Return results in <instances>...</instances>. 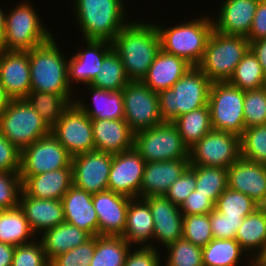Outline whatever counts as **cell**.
<instances>
[{
    "label": "cell",
    "instance_id": "836d02e7",
    "mask_svg": "<svg viewBox=\"0 0 266 266\" xmlns=\"http://www.w3.org/2000/svg\"><path fill=\"white\" fill-rule=\"evenodd\" d=\"M131 247L122 236L97 235L90 266H123Z\"/></svg>",
    "mask_w": 266,
    "mask_h": 266
},
{
    "label": "cell",
    "instance_id": "f5cc1de1",
    "mask_svg": "<svg viewBox=\"0 0 266 266\" xmlns=\"http://www.w3.org/2000/svg\"><path fill=\"white\" fill-rule=\"evenodd\" d=\"M21 151L0 132V172L20 171Z\"/></svg>",
    "mask_w": 266,
    "mask_h": 266
},
{
    "label": "cell",
    "instance_id": "60d3db41",
    "mask_svg": "<svg viewBox=\"0 0 266 266\" xmlns=\"http://www.w3.org/2000/svg\"><path fill=\"white\" fill-rule=\"evenodd\" d=\"M257 209V203L247 195L227 188L217 199L215 210L225 217L245 218Z\"/></svg>",
    "mask_w": 266,
    "mask_h": 266
},
{
    "label": "cell",
    "instance_id": "11a10c76",
    "mask_svg": "<svg viewBox=\"0 0 266 266\" xmlns=\"http://www.w3.org/2000/svg\"><path fill=\"white\" fill-rule=\"evenodd\" d=\"M249 42L266 38V0H260L248 36Z\"/></svg>",
    "mask_w": 266,
    "mask_h": 266
},
{
    "label": "cell",
    "instance_id": "e7e4bbea",
    "mask_svg": "<svg viewBox=\"0 0 266 266\" xmlns=\"http://www.w3.org/2000/svg\"><path fill=\"white\" fill-rule=\"evenodd\" d=\"M263 165H264V168H265V171H266V160L263 162Z\"/></svg>",
    "mask_w": 266,
    "mask_h": 266
},
{
    "label": "cell",
    "instance_id": "be15d7a7",
    "mask_svg": "<svg viewBox=\"0 0 266 266\" xmlns=\"http://www.w3.org/2000/svg\"><path fill=\"white\" fill-rule=\"evenodd\" d=\"M261 262L266 264V246L264 251L257 257Z\"/></svg>",
    "mask_w": 266,
    "mask_h": 266
},
{
    "label": "cell",
    "instance_id": "8d00e7d4",
    "mask_svg": "<svg viewBox=\"0 0 266 266\" xmlns=\"http://www.w3.org/2000/svg\"><path fill=\"white\" fill-rule=\"evenodd\" d=\"M173 123L188 149L213 129L208 105L182 114Z\"/></svg>",
    "mask_w": 266,
    "mask_h": 266
},
{
    "label": "cell",
    "instance_id": "f1b7e54d",
    "mask_svg": "<svg viewBox=\"0 0 266 266\" xmlns=\"http://www.w3.org/2000/svg\"><path fill=\"white\" fill-rule=\"evenodd\" d=\"M153 231L154 222L149 204L143 198H132L128 204L126 228L121 236L132 246L155 248V244L150 242Z\"/></svg>",
    "mask_w": 266,
    "mask_h": 266
},
{
    "label": "cell",
    "instance_id": "5b68a950",
    "mask_svg": "<svg viewBox=\"0 0 266 266\" xmlns=\"http://www.w3.org/2000/svg\"><path fill=\"white\" fill-rule=\"evenodd\" d=\"M52 36L29 51L31 91L73 94L68 83V59Z\"/></svg>",
    "mask_w": 266,
    "mask_h": 266
},
{
    "label": "cell",
    "instance_id": "52a82bcc",
    "mask_svg": "<svg viewBox=\"0 0 266 266\" xmlns=\"http://www.w3.org/2000/svg\"><path fill=\"white\" fill-rule=\"evenodd\" d=\"M30 3L23 1L6 12L4 37L0 49L30 51L47 42L53 34L42 24L38 13Z\"/></svg>",
    "mask_w": 266,
    "mask_h": 266
},
{
    "label": "cell",
    "instance_id": "44dd1931",
    "mask_svg": "<svg viewBox=\"0 0 266 266\" xmlns=\"http://www.w3.org/2000/svg\"><path fill=\"white\" fill-rule=\"evenodd\" d=\"M228 188L252 198L257 204L266 195V171L263 163L240 157L227 168Z\"/></svg>",
    "mask_w": 266,
    "mask_h": 266
},
{
    "label": "cell",
    "instance_id": "e575fe53",
    "mask_svg": "<svg viewBox=\"0 0 266 266\" xmlns=\"http://www.w3.org/2000/svg\"><path fill=\"white\" fill-rule=\"evenodd\" d=\"M243 255L248 256L235 239L213 238L202 247L203 266H237Z\"/></svg>",
    "mask_w": 266,
    "mask_h": 266
},
{
    "label": "cell",
    "instance_id": "ac0fdd59",
    "mask_svg": "<svg viewBox=\"0 0 266 266\" xmlns=\"http://www.w3.org/2000/svg\"><path fill=\"white\" fill-rule=\"evenodd\" d=\"M131 199L111 190L93 194L92 202L98 216V235L121 236L123 234Z\"/></svg>",
    "mask_w": 266,
    "mask_h": 266
},
{
    "label": "cell",
    "instance_id": "f35d334b",
    "mask_svg": "<svg viewBox=\"0 0 266 266\" xmlns=\"http://www.w3.org/2000/svg\"><path fill=\"white\" fill-rule=\"evenodd\" d=\"M129 82L121 58L112 49L104 57L99 73L91 85L104 90L120 91Z\"/></svg>",
    "mask_w": 266,
    "mask_h": 266
},
{
    "label": "cell",
    "instance_id": "4dcf8cb0",
    "mask_svg": "<svg viewBox=\"0 0 266 266\" xmlns=\"http://www.w3.org/2000/svg\"><path fill=\"white\" fill-rule=\"evenodd\" d=\"M42 234L43 236L39 235V239L49 262L56 256L80 246L92 237L84 230L66 222L46 230Z\"/></svg>",
    "mask_w": 266,
    "mask_h": 266
},
{
    "label": "cell",
    "instance_id": "7bdbcfd3",
    "mask_svg": "<svg viewBox=\"0 0 266 266\" xmlns=\"http://www.w3.org/2000/svg\"><path fill=\"white\" fill-rule=\"evenodd\" d=\"M165 248L169 254L165 266H203L202 247L184 238L168 244Z\"/></svg>",
    "mask_w": 266,
    "mask_h": 266
},
{
    "label": "cell",
    "instance_id": "9a60e30c",
    "mask_svg": "<svg viewBox=\"0 0 266 266\" xmlns=\"http://www.w3.org/2000/svg\"><path fill=\"white\" fill-rule=\"evenodd\" d=\"M112 165V154L90 151L72 157L73 185L95 194L108 190V179Z\"/></svg>",
    "mask_w": 266,
    "mask_h": 266
},
{
    "label": "cell",
    "instance_id": "c3c4849f",
    "mask_svg": "<svg viewBox=\"0 0 266 266\" xmlns=\"http://www.w3.org/2000/svg\"><path fill=\"white\" fill-rule=\"evenodd\" d=\"M41 241L34 240L15 248L12 266H49Z\"/></svg>",
    "mask_w": 266,
    "mask_h": 266
},
{
    "label": "cell",
    "instance_id": "816d5d0a",
    "mask_svg": "<svg viewBox=\"0 0 266 266\" xmlns=\"http://www.w3.org/2000/svg\"><path fill=\"white\" fill-rule=\"evenodd\" d=\"M182 215L210 214L215 209V203L208 197L194 190L179 205Z\"/></svg>",
    "mask_w": 266,
    "mask_h": 266
},
{
    "label": "cell",
    "instance_id": "83f0119b",
    "mask_svg": "<svg viewBox=\"0 0 266 266\" xmlns=\"http://www.w3.org/2000/svg\"><path fill=\"white\" fill-rule=\"evenodd\" d=\"M192 67L183 58L160 50L141 82L159 93L171 88Z\"/></svg>",
    "mask_w": 266,
    "mask_h": 266
},
{
    "label": "cell",
    "instance_id": "ee69618b",
    "mask_svg": "<svg viewBox=\"0 0 266 266\" xmlns=\"http://www.w3.org/2000/svg\"><path fill=\"white\" fill-rule=\"evenodd\" d=\"M183 238L194 245L204 247L212 239L210 214L183 215Z\"/></svg>",
    "mask_w": 266,
    "mask_h": 266
},
{
    "label": "cell",
    "instance_id": "680465c9",
    "mask_svg": "<svg viewBox=\"0 0 266 266\" xmlns=\"http://www.w3.org/2000/svg\"><path fill=\"white\" fill-rule=\"evenodd\" d=\"M11 98L6 94L3 87L0 85V116L7 108L9 101Z\"/></svg>",
    "mask_w": 266,
    "mask_h": 266
},
{
    "label": "cell",
    "instance_id": "d4e9b609",
    "mask_svg": "<svg viewBox=\"0 0 266 266\" xmlns=\"http://www.w3.org/2000/svg\"><path fill=\"white\" fill-rule=\"evenodd\" d=\"M93 194L72 185L62 197L65 222L77 226L91 236L98 235V216L92 202Z\"/></svg>",
    "mask_w": 266,
    "mask_h": 266
},
{
    "label": "cell",
    "instance_id": "f907efd6",
    "mask_svg": "<svg viewBox=\"0 0 266 266\" xmlns=\"http://www.w3.org/2000/svg\"><path fill=\"white\" fill-rule=\"evenodd\" d=\"M244 218L225 217L224 214L213 210L210 213V224L213 238L235 239L238 228L241 226Z\"/></svg>",
    "mask_w": 266,
    "mask_h": 266
},
{
    "label": "cell",
    "instance_id": "2e32d148",
    "mask_svg": "<svg viewBox=\"0 0 266 266\" xmlns=\"http://www.w3.org/2000/svg\"><path fill=\"white\" fill-rule=\"evenodd\" d=\"M145 160L134 149L112 154L108 190L130 198H140Z\"/></svg>",
    "mask_w": 266,
    "mask_h": 266
},
{
    "label": "cell",
    "instance_id": "ffe728a7",
    "mask_svg": "<svg viewBox=\"0 0 266 266\" xmlns=\"http://www.w3.org/2000/svg\"><path fill=\"white\" fill-rule=\"evenodd\" d=\"M87 48L80 49L73 57L68 58V83H85L90 85L102 66L104 57L113 49L112 43L104 40H85ZM85 50V51H84Z\"/></svg>",
    "mask_w": 266,
    "mask_h": 266
},
{
    "label": "cell",
    "instance_id": "7dc6e473",
    "mask_svg": "<svg viewBox=\"0 0 266 266\" xmlns=\"http://www.w3.org/2000/svg\"><path fill=\"white\" fill-rule=\"evenodd\" d=\"M95 251V236L78 247L52 259L49 266H90Z\"/></svg>",
    "mask_w": 266,
    "mask_h": 266
},
{
    "label": "cell",
    "instance_id": "4fadbf2b",
    "mask_svg": "<svg viewBox=\"0 0 266 266\" xmlns=\"http://www.w3.org/2000/svg\"><path fill=\"white\" fill-rule=\"evenodd\" d=\"M72 156L50 133L21 150L20 176L72 168Z\"/></svg>",
    "mask_w": 266,
    "mask_h": 266
},
{
    "label": "cell",
    "instance_id": "6125c7cd",
    "mask_svg": "<svg viewBox=\"0 0 266 266\" xmlns=\"http://www.w3.org/2000/svg\"><path fill=\"white\" fill-rule=\"evenodd\" d=\"M248 266H266L263 262H261L258 258H252L248 261Z\"/></svg>",
    "mask_w": 266,
    "mask_h": 266
},
{
    "label": "cell",
    "instance_id": "8992f818",
    "mask_svg": "<svg viewBox=\"0 0 266 266\" xmlns=\"http://www.w3.org/2000/svg\"><path fill=\"white\" fill-rule=\"evenodd\" d=\"M249 49L250 42L245 36L226 35L213 29L197 67L212 83L228 82Z\"/></svg>",
    "mask_w": 266,
    "mask_h": 266
},
{
    "label": "cell",
    "instance_id": "cb8c5ba5",
    "mask_svg": "<svg viewBox=\"0 0 266 266\" xmlns=\"http://www.w3.org/2000/svg\"><path fill=\"white\" fill-rule=\"evenodd\" d=\"M188 166L189 159L147 162L141 182L140 198L165 195Z\"/></svg>",
    "mask_w": 266,
    "mask_h": 266
},
{
    "label": "cell",
    "instance_id": "d590c367",
    "mask_svg": "<svg viewBox=\"0 0 266 266\" xmlns=\"http://www.w3.org/2000/svg\"><path fill=\"white\" fill-rule=\"evenodd\" d=\"M73 94L30 91L25 98L51 128L64 111L74 103Z\"/></svg>",
    "mask_w": 266,
    "mask_h": 266
},
{
    "label": "cell",
    "instance_id": "30bf717a",
    "mask_svg": "<svg viewBox=\"0 0 266 266\" xmlns=\"http://www.w3.org/2000/svg\"><path fill=\"white\" fill-rule=\"evenodd\" d=\"M208 107L214 130L241 136L245 130L244 91L228 82H213L210 86Z\"/></svg>",
    "mask_w": 266,
    "mask_h": 266
},
{
    "label": "cell",
    "instance_id": "db71d44e",
    "mask_svg": "<svg viewBox=\"0 0 266 266\" xmlns=\"http://www.w3.org/2000/svg\"><path fill=\"white\" fill-rule=\"evenodd\" d=\"M129 251L123 266H160L161 260L156 248L137 246Z\"/></svg>",
    "mask_w": 266,
    "mask_h": 266
},
{
    "label": "cell",
    "instance_id": "f6af8a7d",
    "mask_svg": "<svg viewBox=\"0 0 266 266\" xmlns=\"http://www.w3.org/2000/svg\"><path fill=\"white\" fill-rule=\"evenodd\" d=\"M245 129L266 124V85L244 91Z\"/></svg>",
    "mask_w": 266,
    "mask_h": 266
},
{
    "label": "cell",
    "instance_id": "7a4b0ae2",
    "mask_svg": "<svg viewBox=\"0 0 266 266\" xmlns=\"http://www.w3.org/2000/svg\"><path fill=\"white\" fill-rule=\"evenodd\" d=\"M123 0H74L73 16L86 40L112 42L129 22Z\"/></svg>",
    "mask_w": 266,
    "mask_h": 266
},
{
    "label": "cell",
    "instance_id": "9c48e42d",
    "mask_svg": "<svg viewBox=\"0 0 266 266\" xmlns=\"http://www.w3.org/2000/svg\"><path fill=\"white\" fill-rule=\"evenodd\" d=\"M133 148L146 163L189 159V149L173 122L134 132Z\"/></svg>",
    "mask_w": 266,
    "mask_h": 266
},
{
    "label": "cell",
    "instance_id": "603a6c76",
    "mask_svg": "<svg viewBox=\"0 0 266 266\" xmlns=\"http://www.w3.org/2000/svg\"><path fill=\"white\" fill-rule=\"evenodd\" d=\"M260 0H224L213 20L214 30L226 35L247 37Z\"/></svg>",
    "mask_w": 266,
    "mask_h": 266
},
{
    "label": "cell",
    "instance_id": "7c38bea8",
    "mask_svg": "<svg viewBox=\"0 0 266 266\" xmlns=\"http://www.w3.org/2000/svg\"><path fill=\"white\" fill-rule=\"evenodd\" d=\"M124 120L133 132L163 123L158 93L141 81H130L122 89Z\"/></svg>",
    "mask_w": 266,
    "mask_h": 266
},
{
    "label": "cell",
    "instance_id": "484cf974",
    "mask_svg": "<svg viewBox=\"0 0 266 266\" xmlns=\"http://www.w3.org/2000/svg\"><path fill=\"white\" fill-rule=\"evenodd\" d=\"M95 150L117 154L133 148L134 132L124 120L91 119Z\"/></svg>",
    "mask_w": 266,
    "mask_h": 266
},
{
    "label": "cell",
    "instance_id": "1f68e13d",
    "mask_svg": "<svg viewBox=\"0 0 266 266\" xmlns=\"http://www.w3.org/2000/svg\"><path fill=\"white\" fill-rule=\"evenodd\" d=\"M235 240L248 255L251 254L249 256L251 258H257L264 251L266 246V217L258 208L243 219Z\"/></svg>",
    "mask_w": 266,
    "mask_h": 266
},
{
    "label": "cell",
    "instance_id": "91938a15",
    "mask_svg": "<svg viewBox=\"0 0 266 266\" xmlns=\"http://www.w3.org/2000/svg\"><path fill=\"white\" fill-rule=\"evenodd\" d=\"M6 13L0 8V43L4 37Z\"/></svg>",
    "mask_w": 266,
    "mask_h": 266
},
{
    "label": "cell",
    "instance_id": "bcb514c9",
    "mask_svg": "<svg viewBox=\"0 0 266 266\" xmlns=\"http://www.w3.org/2000/svg\"><path fill=\"white\" fill-rule=\"evenodd\" d=\"M21 192L19 172H0V211L18 207Z\"/></svg>",
    "mask_w": 266,
    "mask_h": 266
},
{
    "label": "cell",
    "instance_id": "d6986e66",
    "mask_svg": "<svg viewBox=\"0 0 266 266\" xmlns=\"http://www.w3.org/2000/svg\"><path fill=\"white\" fill-rule=\"evenodd\" d=\"M150 207L154 222L153 238L167 246L183 238V215L179 206L173 204L165 195L143 198Z\"/></svg>",
    "mask_w": 266,
    "mask_h": 266
},
{
    "label": "cell",
    "instance_id": "9f6ffc18",
    "mask_svg": "<svg viewBox=\"0 0 266 266\" xmlns=\"http://www.w3.org/2000/svg\"><path fill=\"white\" fill-rule=\"evenodd\" d=\"M250 49L256 55L262 71L266 75V38L250 42Z\"/></svg>",
    "mask_w": 266,
    "mask_h": 266
},
{
    "label": "cell",
    "instance_id": "6f0895ef",
    "mask_svg": "<svg viewBox=\"0 0 266 266\" xmlns=\"http://www.w3.org/2000/svg\"><path fill=\"white\" fill-rule=\"evenodd\" d=\"M16 246L0 242V266H12Z\"/></svg>",
    "mask_w": 266,
    "mask_h": 266
},
{
    "label": "cell",
    "instance_id": "d6a6232c",
    "mask_svg": "<svg viewBox=\"0 0 266 266\" xmlns=\"http://www.w3.org/2000/svg\"><path fill=\"white\" fill-rule=\"evenodd\" d=\"M35 236L19 206L0 211V242L18 246L34 241Z\"/></svg>",
    "mask_w": 266,
    "mask_h": 266
},
{
    "label": "cell",
    "instance_id": "681fc988",
    "mask_svg": "<svg viewBox=\"0 0 266 266\" xmlns=\"http://www.w3.org/2000/svg\"><path fill=\"white\" fill-rule=\"evenodd\" d=\"M196 188L195 172L188 166L182 175L176 179L165 196L176 205L182 204Z\"/></svg>",
    "mask_w": 266,
    "mask_h": 266
},
{
    "label": "cell",
    "instance_id": "ab89813d",
    "mask_svg": "<svg viewBox=\"0 0 266 266\" xmlns=\"http://www.w3.org/2000/svg\"><path fill=\"white\" fill-rule=\"evenodd\" d=\"M195 172L196 188L202 195L216 203L218 197L228 188L227 169L212 166L189 165Z\"/></svg>",
    "mask_w": 266,
    "mask_h": 266
},
{
    "label": "cell",
    "instance_id": "74e56055",
    "mask_svg": "<svg viewBox=\"0 0 266 266\" xmlns=\"http://www.w3.org/2000/svg\"><path fill=\"white\" fill-rule=\"evenodd\" d=\"M228 83L243 91L258 89L266 85V75L251 49L238 63Z\"/></svg>",
    "mask_w": 266,
    "mask_h": 266
},
{
    "label": "cell",
    "instance_id": "5bb4252c",
    "mask_svg": "<svg viewBox=\"0 0 266 266\" xmlns=\"http://www.w3.org/2000/svg\"><path fill=\"white\" fill-rule=\"evenodd\" d=\"M51 133L72 157L95 150L91 119L75 103L51 127Z\"/></svg>",
    "mask_w": 266,
    "mask_h": 266
},
{
    "label": "cell",
    "instance_id": "6da1fadb",
    "mask_svg": "<svg viewBox=\"0 0 266 266\" xmlns=\"http://www.w3.org/2000/svg\"><path fill=\"white\" fill-rule=\"evenodd\" d=\"M155 24L129 20L111 42L129 81H142L161 50Z\"/></svg>",
    "mask_w": 266,
    "mask_h": 266
},
{
    "label": "cell",
    "instance_id": "3957f363",
    "mask_svg": "<svg viewBox=\"0 0 266 266\" xmlns=\"http://www.w3.org/2000/svg\"><path fill=\"white\" fill-rule=\"evenodd\" d=\"M211 84L210 79L193 66L171 88L159 92L163 122H173L182 114L207 106Z\"/></svg>",
    "mask_w": 266,
    "mask_h": 266
},
{
    "label": "cell",
    "instance_id": "f546056e",
    "mask_svg": "<svg viewBox=\"0 0 266 266\" xmlns=\"http://www.w3.org/2000/svg\"><path fill=\"white\" fill-rule=\"evenodd\" d=\"M91 92L94 107L91 108L87 102L75 99L74 103L90 118L96 120H121L124 119L123 91L104 90L93 85H87Z\"/></svg>",
    "mask_w": 266,
    "mask_h": 266
},
{
    "label": "cell",
    "instance_id": "8fae6325",
    "mask_svg": "<svg viewBox=\"0 0 266 266\" xmlns=\"http://www.w3.org/2000/svg\"><path fill=\"white\" fill-rule=\"evenodd\" d=\"M240 157V136L214 129L189 149V165L227 169Z\"/></svg>",
    "mask_w": 266,
    "mask_h": 266
},
{
    "label": "cell",
    "instance_id": "4316f807",
    "mask_svg": "<svg viewBox=\"0 0 266 266\" xmlns=\"http://www.w3.org/2000/svg\"><path fill=\"white\" fill-rule=\"evenodd\" d=\"M22 190L39 199L62 200L73 185L72 168H62L34 176H21Z\"/></svg>",
    "mask_w": 266,
    "mask_h": 266
},
{
    "label": "cell",
    "instance_id": "e0dca14e",
    "mask_svg": "<svg viewBox=\"0 0 266 266\" xmlns=\"http://www.w3.org/2000/svg\"><path fill=\"white\" fill-rule=\"evenodd\" d=\"M0 85L11 99H25L31 91L29 51L0 49Z\"/></svg>",
    "mask_w": 266,
    "mask_h": 266
},
{
    "label": "cell",
    "instance_id": "b9f144b4",
    "mask_svg": "<svg viewBox=\"0 0 266 266\" xmlns=\"http://www.w3.org/2000/svg\"><path fill=\"white\" fill-rule=\"evenodd\" d=\"M240 145L242 158L263 163L266 160V124L245 129Z\"/></svg>",
    "mask_w": 266,
    "mask_h": 266
},
{
    "label": "cell",
    "instance_id": "7402d4cb",
    "mask_svg": "<svg viewBox=\"0 0 266 266\" xmlns=\"http://www.w3.org/2000/svg\"><path fill=\"white\" fill-rule=\"evenodd\" d=\"M18 206L36 235L65 222L62 200L39 199L22 190Z\"/></svg>",
    "mask_w": 266,
    "mask_h": 266
},
{
    "label": "cell",
    "instance_id": "ba28073f",
    "mask_svg": "<svg viewBox=\"0 0 266 266\" xmlns=\"http://www.w3.org/2000/svg\"><path fill=\"white\" fill-rule=\"evenodd\" d=\"M0 132L21 151L49 135L51 128L26 99H11L0 116Z\"/></svg>",
    "mask_w": 266,
    "mask_h": 266
},
{
    "label": "cell",
    "instance_id": "94428289",
    "mask_svg": "<svg viewBox=\"0 0 266 266\" xmlns=\"http://www.w3.org/2000/svg\"><path fill=\"white\" fill-rule=\"evenodd\" d=\"M259 211L266 217V195L263 199L257 204Z\"/></svg>",
    "mask_w": 266,
    "mask_h": 266
},
{
    "label": "cell",
    "instance_id": "277c9868",
    "mask_svg": "<svg viewBox=\"0 0 266 266\" xmlns=\"http://www.w3.org/2000/svg\"><path fill=\"white\" fill-rule=\"evenodd\" d=\"M156 29L162 51L183 58L192 66H198L214 28L212 18L202 15L171 28L156 24Z\"/></svg>",
    "mask_w": 266,
    "mask_h": 266
}]
</instances>
